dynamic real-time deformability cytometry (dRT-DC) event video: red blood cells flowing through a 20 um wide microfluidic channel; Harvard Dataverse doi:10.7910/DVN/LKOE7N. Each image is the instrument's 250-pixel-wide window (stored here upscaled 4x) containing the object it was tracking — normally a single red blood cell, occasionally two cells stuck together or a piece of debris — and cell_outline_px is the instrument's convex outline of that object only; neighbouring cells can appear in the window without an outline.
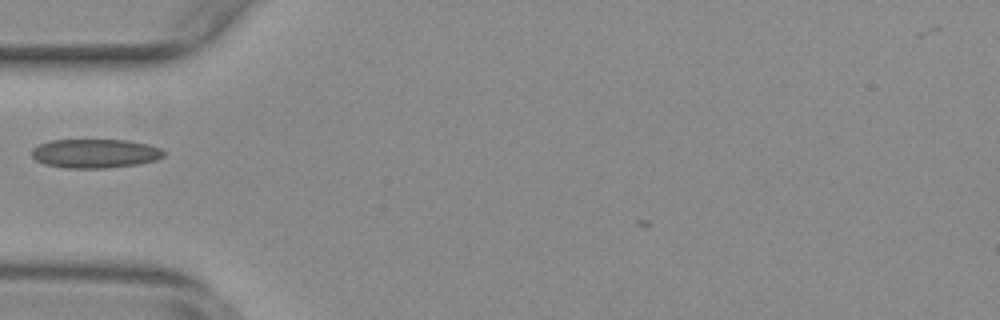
{"species": "common noctule bat (a hibernating species)", "species_latin": "Nyctalus noctula", "temperature_condition": "warm", "stored_images_in_passage": 36, "camera_frame_rate_fps": 3000, "um_per_image_px": 0.085, "animal": {"sex": "female", "body_mass_g": 29.2, "forearm_length_mm": 56.3}, "frame": {"image": 1, "passage_image": 4, "time_ms": 1.0, "image_size_px": [1000, 320], "cell_outline_px": [[168, 152], [164, 156], [156, 160], [136, 164], [108, 168], [64, 168], [44, 164], [36, 160], [32, 156], [32, 148], [40, 144], [52, 140], [128, 140], [148, 144], [160, 148]], "centroid_in_image_um": [8.1, 13.04], "position_along_channel_um": 76.9, "area_um2": 22.43}}
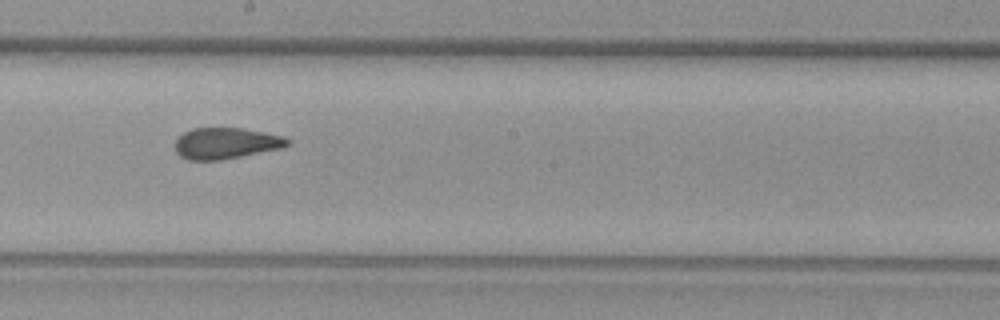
{"frame": {"image": 2, "passage_image": 16, "time_ms": 5.0, "image_size_px": [1000, 320], "cell_outline_px": [[292, 140], [288, 144], [280, 148], [220, 160], [188, 160], [180, 156], [176, 152], [176, 140], [184, 132], [192, 128], [244, 128], [284, 136]], "centroid_in_image_um": [19.2, 12.17], "position_along_channel_um": 229.0, "area_um2": 20.29}}
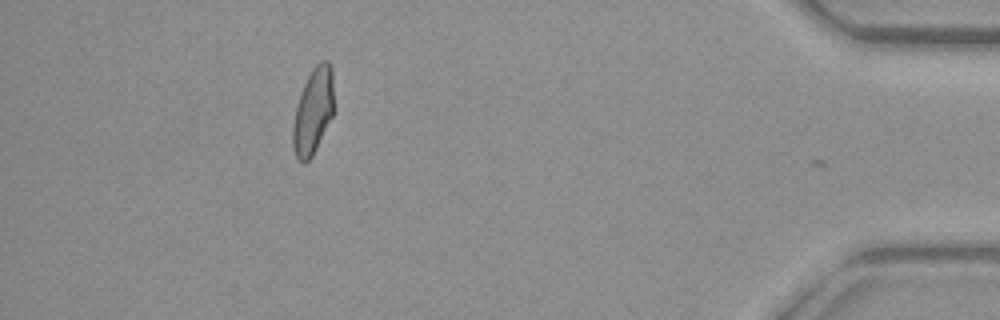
{"frame": {"image": 3, "passage_image": 35, "time_ms": 11.333, "image_size_px": [1000, 320], "cell_outline_px": [[332, 116], [312, 156], [304, 164], [296, 156], [292, 144], [292, 132], [296, 108], [304, 84], [312, 68], [320, 60], [328, 60], [332, 68]], "centroid_in_image_um": [26.6, 9.43], "position_along_channel_um": 408.6, "area_um2": 20.06}, "authors_computed_cell_mechanics": {"area_um2": 20.7502, "velocity_mm_per_s": 3.7766, "shape_relaxation_time_tau1_ms": null, "shape_relaxation_time_tau2_ms": 1.3874, "deformation_change_tau1": null, "deformation_change_tau2": 0.0729}}